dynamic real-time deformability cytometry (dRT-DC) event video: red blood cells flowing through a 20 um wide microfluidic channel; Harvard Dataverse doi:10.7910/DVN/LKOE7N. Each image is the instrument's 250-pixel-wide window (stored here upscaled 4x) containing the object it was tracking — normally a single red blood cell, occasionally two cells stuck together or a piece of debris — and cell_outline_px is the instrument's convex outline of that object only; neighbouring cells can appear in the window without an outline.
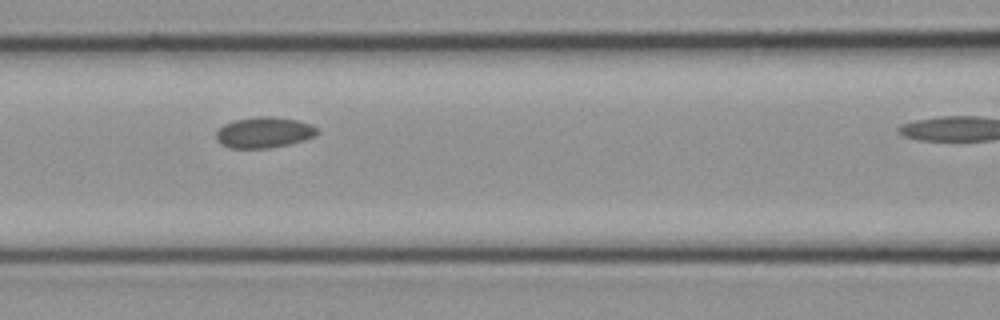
{"species": "common noctule bat (a hibernating species)", "species_latin": "Nyctalus noctula", "temperature_condition": "cold", "stored_images_in_passage": 9, "camera_frame_rate_fps": 3000, "um_per_image_px": 0.085, "animal": {"sex": "female", "body_mass_g": 21.9}, "frame": {"image": 1, "passage_image": 7, "time_ms": 2.0, "image_size_px": [1000, 320], "cell_outline_px": [[320, 132], [316, 136], [304, 140], [288, 144], [268, 148], [228, 148], [220, 144], [216, 140], [216, 132], [224, 124], [236, 120], [256, 116], [272, 116], [296, 120], [312, 124]], "centroid_in_image_um": [22.44, 11.26], "position_along_channel_um": 144.2, "area_um2": 18.26}}